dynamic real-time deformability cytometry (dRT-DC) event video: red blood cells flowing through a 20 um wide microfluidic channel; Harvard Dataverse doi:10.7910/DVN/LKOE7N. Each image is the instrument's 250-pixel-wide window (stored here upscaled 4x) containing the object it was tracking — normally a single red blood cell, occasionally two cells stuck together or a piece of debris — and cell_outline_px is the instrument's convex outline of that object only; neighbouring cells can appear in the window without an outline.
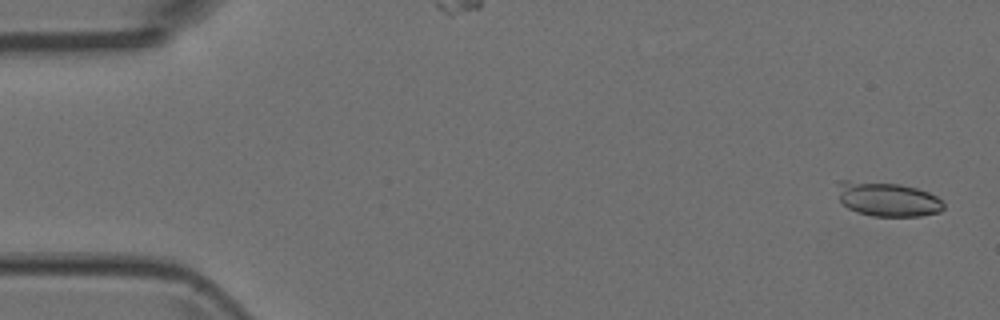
{"species": "Egyptian fruit bat (a non-hibernating species)", "species_latin": "Rousettus aegyptiacus", "temperature_condition": "room temperature", "stored_images_in_passage": 5, "camera_frame_rate_fps": 3000, "um_per_image_px": 0.085, "animal": {"sex": "female"}, "frame": {"image": 1, "passage_image": 1, "time_ms": 0.0, "image_size_px": [1000, 320], "cell_outline_px": [[944, 208], [940, 212], [920, 216], [872, 216], [856, 212], [848, 208], [840, 200], [836, 180], [848, 180], [900, 184], [916, 188], [928, 192], [936, 196], [944, 204]], "centroid_in_image_um": [75.42, 16.93], "position_along_channel_um": 9.6, "area_um2": 21.33}}
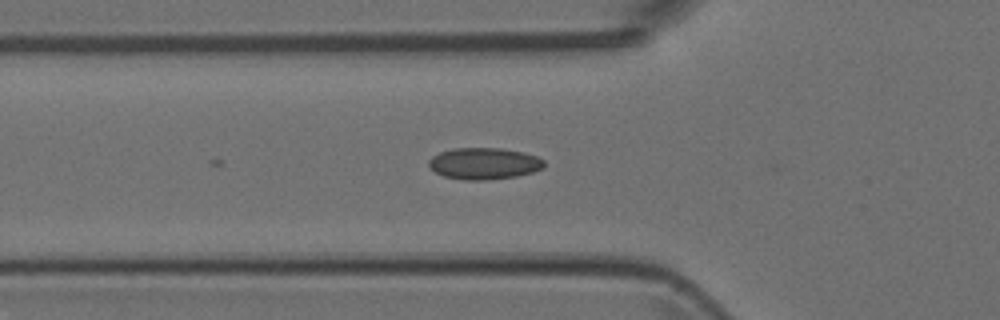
{"frame": {"image": 2, "passage_image": 5, "time_ms": 1.333, "image_size_px": [1000, 320], "cell_outline_px": [[544, 168], [532, 172], [516, 176], [484, 180], [464, 180], [444, 176], [436, 172], [428, 164], [428, 160], [432, 156], [440, 152], [456, 148], [500, 148], [520, 152], [536, 156], [544, 160]], "centroid_in_image_um": [41.14, 13.9], "position_along_channel_um": 84.7, "area_um2": 21.04}}